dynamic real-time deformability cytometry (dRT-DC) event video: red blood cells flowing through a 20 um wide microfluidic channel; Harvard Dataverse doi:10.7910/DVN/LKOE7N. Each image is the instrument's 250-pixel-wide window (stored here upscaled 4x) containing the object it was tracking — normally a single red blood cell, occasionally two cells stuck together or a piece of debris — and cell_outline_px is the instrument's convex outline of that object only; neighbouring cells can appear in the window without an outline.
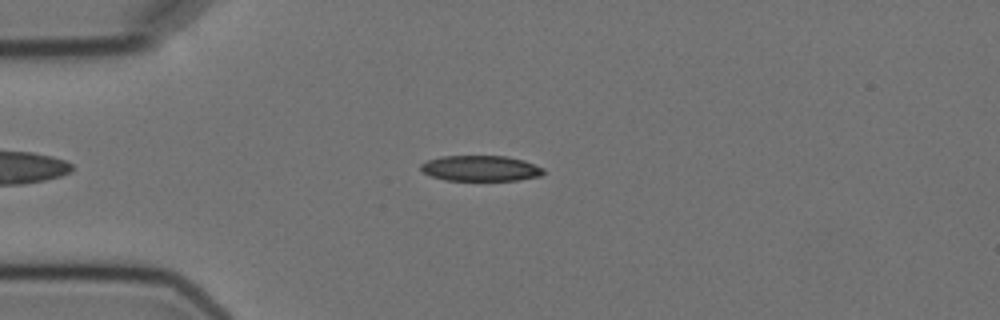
{"species": "Egyptian fruit bat (a non-hibernating species)", "species_latin": "Rousettus aegyptiacus", "temperature_condition": "cold", "stored_images_in_passage": 3, "camera_frame_rate_fps": 3000, "um_per_image_px": 0.085, "animal": {"sex": "female"}, "frame": {"image": 1, "passage_image": 2, "time_ms": 1.333, "image_size_px": [1000, 320], "cell_outline_px": [[544, 172], [540, 176], [516, 180], [444, 180], [432, 176], [424, 172], [420, 168], [420, 164], [428, 160], [440, 156], [508, 156], [524, 160], [544, 168]], "centroid_in_image_um": [40.85, 14.3], "position_along_channel_um": 44.1, "area_um2": 18.26}}